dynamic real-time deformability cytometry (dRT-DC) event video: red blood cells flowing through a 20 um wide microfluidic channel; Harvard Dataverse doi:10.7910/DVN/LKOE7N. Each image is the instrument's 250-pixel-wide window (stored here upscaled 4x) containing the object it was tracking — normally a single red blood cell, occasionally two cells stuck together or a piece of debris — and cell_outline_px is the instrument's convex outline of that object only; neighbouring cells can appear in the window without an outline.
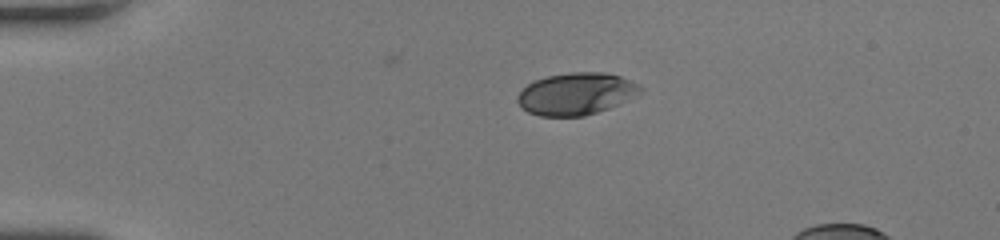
{"species": "human", "species_latin": "Homo sapiens", "temperature_condition": "room temperature", "stored_images_in_passage": 38, "camera_frame_rate_fps": 3000, "um_per_image_px": 0.085, "donor": {"sex": "female"}, "frame": {"image": 1, "passage_image": 1, "time_ms": 0.0, "image_size_px": [1000, 240], "cell_outline_px": [[644, 88], [640, 92], [608, 108], [584, 116], [540, 116], [528, 112], [516, 100], [520, 92], [528, 84], [536, 80], [548, 76], [572, 72], [604, 72], [620, 76], [640, 84]], "centroid_in_image_um": [48.97, 7.96], "position_along_channel_um": 36.0, "area_um2": 29.65}}
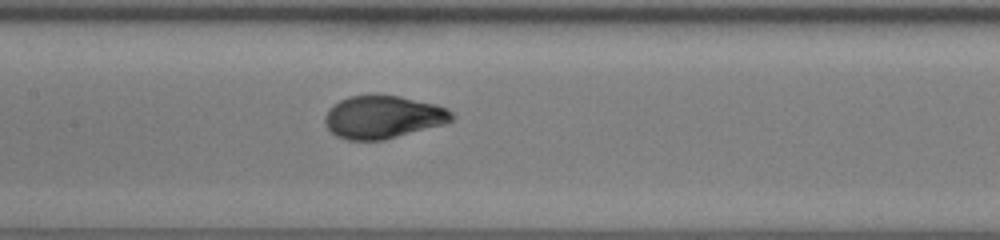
{"frame": {"image": 2, "passage_image": 15, "time_ms": 4.667, "image_size_px": [1000, 240], "cell_outline_px": [[456, 116], [452, 120], [444, 124], [384, 140], [348, 140], [336, 136], [328, 128], [324, 120], [324, 116], [328, 108], [340, 100], [348, 96], [400, 96], [436, 104], [448, 108]], "centroid_in_image_um": [32.57, 9.96], "position_along_channel_um": 174.8, "area_um2": 31.62}}
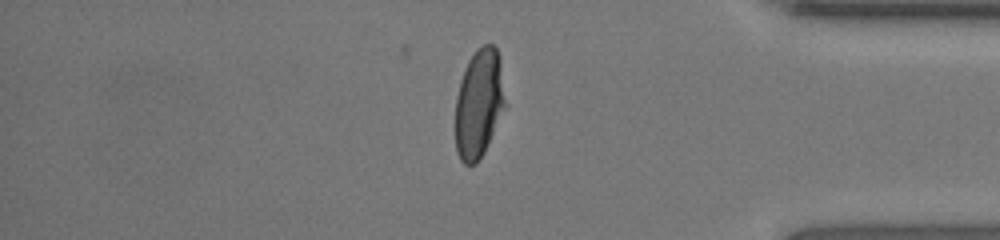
{"frame": {"image": 3, "passage_image": 32, "time_ms": 10.333, "image_size_px": [1000, 240], "cell_outline_px": [[504, 104], [484, 152], [476, 164], [464, 164], [460, 160], [456, 152], [456, 96], [460, 80], [468, 60], [476, 48], [484, 44], [492, 44], [496, 48], [500, 60], [504, 100]], "centroid_in_image_um": [40.66, 8.78], "position_along_channel_um": 394.5, "area_um2": 30.92}}